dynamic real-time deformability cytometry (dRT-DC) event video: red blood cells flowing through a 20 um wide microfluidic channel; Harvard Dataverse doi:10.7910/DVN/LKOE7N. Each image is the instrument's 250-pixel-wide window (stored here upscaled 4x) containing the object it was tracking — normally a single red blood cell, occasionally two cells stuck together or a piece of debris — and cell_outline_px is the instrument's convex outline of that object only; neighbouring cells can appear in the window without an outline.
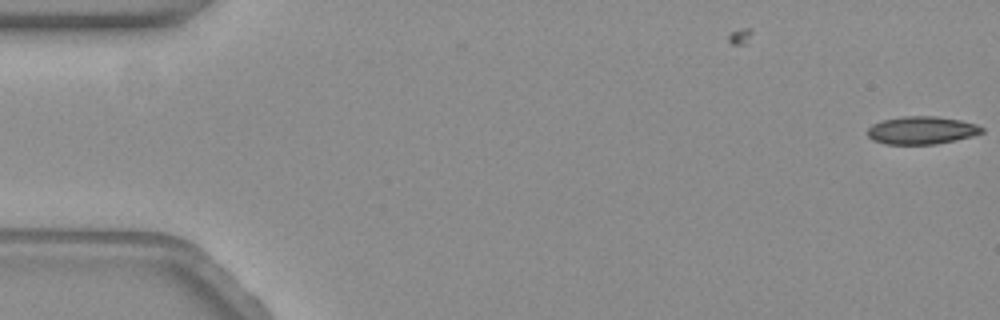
{"species": "common noctule bat (a hibernating species)", "species_latin": "Nyctalus noctula", "temperature_condition": "warm", "stored_images_in_passage": 5, "camera_frame_rate_fps": 3000, "um_per_image_px": 0.085, "animal": {"sex": "female", "body_mass_g": 19.3, "forearm_length_mm": 54.1}, "frame": {"image": 1, "passage_image": 5, "time_ms": 1.333, "image_size_px": [1000, 320], "cell_outline_px": [[984, 132], [972, 136], [956, 140], [936, 144], [884, 144], [872, 140], [868, 136], [868, 128], [872, 124], [884, 120], [904, 116], [936, 116], [960, 120], [976, 124], [984, 128]], "centroid_in_image_um": [78.35, 11.08], "position_along_channel_um": 6.7, "area_um2": 18.55}}